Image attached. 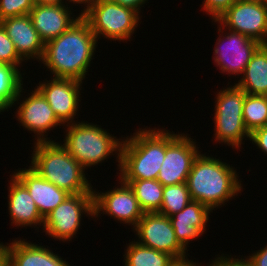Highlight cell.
<instances>
[{"label": "cell", "mask_w": 267, "mask_h": 266, "mask_svg": "<svg viewBox=\"0 0 267 266\" xmlns=\"http://www.w3.org/2000/svg\"><path fill=\"white\" fill-rule=\"evenodd\" d=\"M97 38L89 23L81 16L60 36L45 44L41 59L53 78L83 82L95 54Z\"/></svg>", "instance_id": "6da1fadb"}, {"label": "cell", "mask_w": 267, "mask_h": 266, "mask_svg": "<svg viewBox=\"0 0 267 266\" xmlns=\"http://www.w3.org/2000/svg\"><path fill=\"white\" fill-rule=\"evenodd\" d=\"M234 169L226 162L200 152L193 161L186 181L191 199L211 210L225 205L242 191V181L238 180V173Z\"/></svg>", "instance_id": "7a4b0ae2"}, {"label": "cell", "mask_w": 267, "mask_h": 266, "mask_svg": "<svg viewBox=\"0 0 267 266\" xmlns=\"http://www.w3.org/2000/svg\"><path fill=\"white\" fill-rule=\"evenodd\" d=\"M165 158V129L139 128L122 140L120 151L121 180L157 179Z\"/></svg>", "instance_id": "3957f363"}, {"label": "cell", "mask_w": 267, "mask_h": 266, "mask_svg": "<svg viewBox=\"0 0 267 266\" xmlns=\"http://www.w3.org/2000/svg\"><path fill=\"white\" fill-rule=\"evenodd\" d=\"M30 167L45 180L70 194L93 193L85 168L60 142L34 143Z\"/></svg>", "instance_id": "277c9868"}, {"label": "cell", "mask_w": 267, "mask_h": 266, "mask_svg": "<svg viewBox=\"0 0 267 266\" xmlns=\"http://www.w3.org/2000/svg\"><path fill=\"white\" fill-rule=\"evenodd\" d=\"M66 127L68 130H65L67 133L62 145L85 169L104 162L110 155H114L113 152L118 154L116 159L120 163L123 139H117L104 128L87 121H76Z\"/></svg>", "instance_id": "5b68a950"}, {"label": "cell", "mask_w": 267, "mask_h": 266, "mask_svg": "<svg viewBox=\"0 0 267 266\" xmlns=\"http://www.w3.org/2000/svg\"><path fill=\"white\" fill-rule=\"evenodd\" d=\"M245 95L246 92L234 83V86L220 90L215 97L214 141L231 145L232 149H239L246 136L250 139L243 121Z\"/></svg>", "instance_id": "8992f818"}, {"label": "cell", "mask_w": 267, "mask_h": 266, "mask_svg": "<svg viewBox=\"0 0 267 266\" xmlns=\"http://www.w3.org/2000/svg\"><path fill=\"white\" fill-rule=\"evenodd\" d=\"M139 15L112 0H97L82 17L89 23L97 40L103 36L113 41H129L141 20Z\"/></svg>", "instance_id": "52a82bcc"}, {"label": "cell", "mask_w": 267, "mask_h": 266, "mask_svg": "<svg viewBox=\"0 0 267 266\" xmlns=\"http://www.w3.org/2000/svg\"><path fill=\"white\" fill-rule=\"evenodd\" d=\"M83 214L93 218L94 193L70 194L44 218L42 228L54 240L71 241L81 226Z\"/></svg>", "instance_id": "ba28073f"}, {"label": "cell", "mask_w": 267, "mask_h": 266, "mask_svg": "<svg viewBox=\"0 0 267 266\" xmlns=\"http://www.w3.org/2000/svg\"><path fill=\"white\" fill-rule=\"evenodd\" d=\"M214 23H219V34L226 28L267 44V5L262 0H238Z\"/></svg>", "instance_id": "9c48e42d"}, {"label": "cell", "mask_w": 267, "mask_h": 266, "mask_svg": "<svg viewBox=\"0 0 267 266\" xmlns=\"http://www.w3.org/2000/svg\"><path fill=\"white\" fill-rule=\"evenodd\" d=\"M165 130V158L157 180L163 186L186 183L199 147L188 134Z\"/></svg>", "instance_id": "30bf717a"}, {"label": "cell", "mask_w": 267, "mask_h": 266, "mask_svg": "<svg viewBox=\"0 0 267 266\" xmlns=\"http://www.w3.org/2000/svg\"><path fill=\"white\" fill-rule=\"evenodd\" d=\"M135 230V231H134ZM137 242L143 246L166 252L175 259L187 257L186 249L178 242L170 218L154 213H144L133 229Z\"/></svg>", "instance_id": "8fae6325"}, {"label": "cell", "mask_w": 267, "mask_h": 266, "mask_svg": "<svg viewBox=\"0 0 267 266\" xmlns=\"http://www.w3.org/2000/svg\"><path fill=\"white\" fill-rule=\"evenodd\" d=\"M120 186L113 190L94 193V217L99 214H107L113 217L118 222L123 224L133 225L134 229L139 220L144 215V211L139 205L133 189L129 184L119 181ZM102 211V212H101Z\"/></svg>", "instance_id": "7c38bea8"}, {"label": "cell", "mask_w": 267, "mask_h": 266, "mask_svg": "<svg viewBox=\"0 0 267 266\" xmlns=\"http://www.w3.org/2000/svg\"><path fill=\"white\" fill-rule=\"evenodd\" d=\"M225 34L223 37V34H220L217 39L213 60L222 74L239 76L243 74L252 55L261 44L235 31L229 30Z\"/></svg>", "instance_id": "4fadbf2b"}, {"label": "cell", "mask_w": 267, "mask_h": 266, "mask_svg": "<svg viewBox=\"0 0 267 266\" xmlns=\"http://www.w3.org/2000/svg\"><path fill=\"white\" fill-rule=\"evenodd\" d=\"M37 89L45 97L53 109L57 119L64 126L66 123L75 122V116L79 111V95L82 90V82L74 79L53 78L50 81L39 82Z\"/></svg>", "instance_id": "5bb4252c"}, {"label": "cell", "mask_w": 267, "mask_h": 266, "mask_svg": "<svg viewBox=\"0 0 267 266\" xmlns=\"http://www.w3.org/2000/svg\"><path fill=\"white\" fill-rule=\"evenodd\" d=\"M29 95L31 96L21 101L16 111L17 120L23 128L37 135L34 142L54 141L49 139L46 133L58 125L61 126L62 123L37 88H34Z\"/></svg>", "instance_id": "9a60e30c"}, {"label": "cell", "mask_w": 267, "mask_h": 266, "mask_svg": "<svg viewBox=\"0 0 267 266\" xmlns=\"http://www.w3.org/2000/svg\"><path fill=\"white\" fill-rule=\"evenodd\" d=\"M30 18L41 40L48 41L60 36L81 17L72 15L70 7L66 4H35L30 11Z\"/></svg>", "instance_id": "2e32d148"}, {"label": "cell", "mask_w": 267, "mask_h": 266, "mask_svg": "<svg viewBox=\"0 0 267 266\" xmlns=\"http://www.w3.org/2000/svg\"><path fill=\"white\" fill-rule=\"evenodd\" d=\"M16 171L13 175L27 188L43 219L70 195L45 180L30 166Z\"/></svg>", "instance_id": "e0dca14e"}, {"label": "cell", "mask_w": 267, "mask_h": 266, "mask_svg": "<svg viewBox=\"0 0 267 266\" xmlns=\"http://www.w3.org/2000/svg\"><path fill=\"white\" fill-rule=\"evenodd\" d=\"M0 24L6 30L17 53L24 61L29 59L41 61L45 43L34 28L29 14L3 19Z\"/></svg>", "instance_id": "ac0fdd59"}, {"label": "cell", "mask_w": 267, "mask_h": 266, "mask_svg": "<svg viewBox=\"0 0 267 266\" xmlns=\"http://www.w3.org/2000/svg\"><path fill=\"white\" fill-rule=\"evenodd\" d=\"M211 212L209 207L191 200L182 211L169 217L178 242L186 250L190 240L204 234Z\"/></svg>", "instance_id": "d6986e66"}, {"label": "cell", "mask_w": 267, "mask_h": 266, "mask_svg": "<svg viewBox=\"0 0 267 266\" xmlns=\"http://www.w3.org/2000/svg\"><path fill=\"white\" fill-rule=\"evenodd\" d=\"M6 253L8 266H70L48 247L21 238L7 243Z\"/></svg>", "instance_id": "ffe728a7"}, {"label": "cell", "mask_w": 267, "mask_h": 266, "mask_svg": "<svg viewBox=\"0 0 267 266\" xmlns=\"http://www.w3.org/2000/svg\"><path fill=\"white\" fill-rule=\"evenodd\" d=\"M11 176L10 186L8 187V210L11 223L16 227L34 226V228L38 229L43 226L44 219L40 215L27 188L14 175Z\"/></svg>", "instance_id": "44dd1931"}, {"label": "cell", "mask_w": 267, "mask_h": 266, "mask_svg": "<svg viewBox=\"0 0 267 266\" xmlns=\"http://www.w3.org/2000/svg\"><path fill=\"white\" fill-rule=\"evenodd\" d=\"M240 77L238 87L250 95L267 96V44H261Z\"/></svg>", "instance_id": "7402d4cb"}, {"label": "cell", "mask_w": 267, "mask_h": 266, "mask_svg": "<svg viewBox=\"0 0 267 266\" xmlns=\"http://www.w3.org/2000/svg\"><path fill=\"white\" fill-rule=\"evenodd\" d=\"M22 75L16 66L0 64V113L20 101L24 90Z\"/></svg>", "instance_id": "603a6c76"}, {"label": "cell", "mask_w": 267, "mask_h": 266, "mask_svg": "<svg viewBox=\"0 0 267 266\" xmlns=\"http://www.w3.org/2000/svg\"><path fill=\"white\" fill-rule=\"evenodd\" d=\"M123 256L125 266H170L175 260L172 255L143 246L135 240L128 244Z\"/></svg>", "instance_id": "cb8c5ba5"}, {"label": "cell", "mask_w": 267, "mask_h": 266, "mask_svg": "<svg viewBox=\"0 0 267 266\" xmlns=\"http://www.w3.org/2000/svg\"><path fill=\"white\" fill-rule=\"evenodd\" d=\"M133 189L144 213L158 212L162 206L164 186L157 180H122Z\"/></svg>", "instance_id": "d4e9b609"}, {"label": "cell", "mask_w": 267, "mask_h": 266, "mask_svg": "<svg viewBox=\"0 0 267 266\" xmlns=\"http://www.w3.org/2000/svg\"><path fill=\"white\" fill-rule=\"evenodd\" d=\"M242 112L244 125L250 134L267 125V96L246 93Z\"/></svg>", "instance_id": "484cf974"}, {"label": "cell", "mask_w": 267, "mask_h": 266, "mask_svg": "<svg viewBox=\"0 0 267 266\" xmlns=\"http://www.w3.org/2000/svg\"><path fill=\"white\" fill-rule=\"evenodd\" d=\"M191 200L186 183L164 186L162 206L157 213L170 217L182 211Z\"/></svg>", "instance_id": "4316f807"}, {"label": "cell", "mask_w": 267, "mask_h": 266, "mask_svg": "<svg viewBox=\"0 0 267 266\" xmlns=\"http://www.w3.org/2000/svg\"><path fill=\"white\" fill-rule=\"evenodd\" d=\"M22 61L24 60L17 53L14 43L0 24V64L16 66L20 70Z\"/></svg>", "instance_id": "83f0119b"}, {"label": "cell", "mask_w": 267, "mask_h": 266, "mask_svg": "<svg viewBox=\"0 0 267 266\" xmlns=\"http://www.w3.org/2000/svg\"><path fill=\"white\" fill-rule=\"evenodd\" d=\"M34 0H0V21L30 14Z\"/></svg>", "instance_id": "f1b7e54d"}, {"label": "cell", "mask_w": 267, "mask_h": 266, "mask_svg": "<svg viewBox=\"0 0 267 266\" xmlns=\"http://www.w3.org/2000/svg\"><path fill=\"white\" fill-rule=\"evenodd\" d=\"M238 0H204L203 11L213 18L212 21L217 20L232 4Z\"/></svg>", "instance_id": "f546056e"}, {"label": "cell", "mask_w": 267, "mask_h": 266, "mask_svg": "<svg viewBox=\"0 0 267 266\" xmlns=\"http://www.w3.org/2000/svg\"><path fill=\"white\" fill-rule=\"evenodd\" d=\"M250 141L267 154V125L254 130L250 134Z\"/></svg>", "instance_id": "4dcf8cb0"}, {"label": "cell", "mask_w": 267, "mask_h": 266, "mask_svg": "<svg viewBox=\"0 0 267 266\" xmlns=\"http://www.w3.org/2000/svg\"><path fill=\"white\" fill-rule=\"evenodd\" d=\"M211 266H253L250 261L246 259H236L235 257H227L223 256L221 254L220 257H216L214 260H212Z\"/></svg>", "instance_id": "1f68e13d"}, {"label": "cell", "mask_w": 267, "mask_h": 266, "mask_svg": "<svg viewBox=\"0 0 267 266\" xmlns=\"http://www.w3.org/2000/svg\"><path fill=\"white\" fill-rule=\"evenodd\" d=\"M257 251L248 256L247 259L253 266H267V246Z\"/></svg>", "instance_id": "d6a6232c"}, {"label": "cell", "mask_w": 267, "mask_h": 266, "mask_svg": "<svg viewBox=\"0 0 267 266\" xmlns=\"http://www.w3.org/2000/svg\"><path fill=\"white\" fill-rule=\"evenodd\" d=\"M115 3H118L119 5H122L124 7H129L135 11H137L139 14L141 11V6L147 3L148 0H112Z\"/></svg>", "instance_id": "836d02e7"}, {"label": "cell", "mask_w": 267, "mask_h": 266, "mask_svg": "<svg viewBox=\"0 0 267 266\" xmlns=\"http://www.w3.org/2000/svg\"><path fill=\"white\" fill-rule=\"evenodd\" d=\"M186 258L182 259H175L173 263L170 266H201L200 263L193 262V260H189ZM207 266H211L210 264H207Z\"/></svg>", "instance_id": "e575fe53"}, {"label": "cell", "mask_w": 267, "mask_h": 266, "mask_svg": "<svg viewBox=\"0 0 267 266\" xmlns=\"http://www.w3.org/2000/svg\"><path fill=\"white\" fill-rule=\"evenodd\" d=\"M68 1V0H67ZM97 0H69L68 3L73 2V4H85L86 8H83L81 10V13H79L81 16L96 2Z\"/></svg>", "instance_id": "d590c367"}, {"label": "cell", "mask_w": 267, "mask_h": 266, "mask_svg": "<svg viewBox=\"0 0 267 266\" xmlns=\"http://www.w3.org/2000/svg\"><path fill=\"white\" fill-rule=\"evenodd\" d=\"M0 266H8L6 245L0 243Z\"/></svg>", "instance_id": "8d00e7d4"}, {"label": "cell", "mask_w": 267, "mask_h": 266, "mask_svg": "<svg viewBox=\"0 0 267 266\" xmlns=\"http://www.w3.org/2000/svg\"><path fill=\"white\" fill-rule=\"evenodd\" d=\"M35 4H52V5H60V4H67L64 0H34Z\"/></svg>", "instance_id": "74e56055"}]
</instances>
